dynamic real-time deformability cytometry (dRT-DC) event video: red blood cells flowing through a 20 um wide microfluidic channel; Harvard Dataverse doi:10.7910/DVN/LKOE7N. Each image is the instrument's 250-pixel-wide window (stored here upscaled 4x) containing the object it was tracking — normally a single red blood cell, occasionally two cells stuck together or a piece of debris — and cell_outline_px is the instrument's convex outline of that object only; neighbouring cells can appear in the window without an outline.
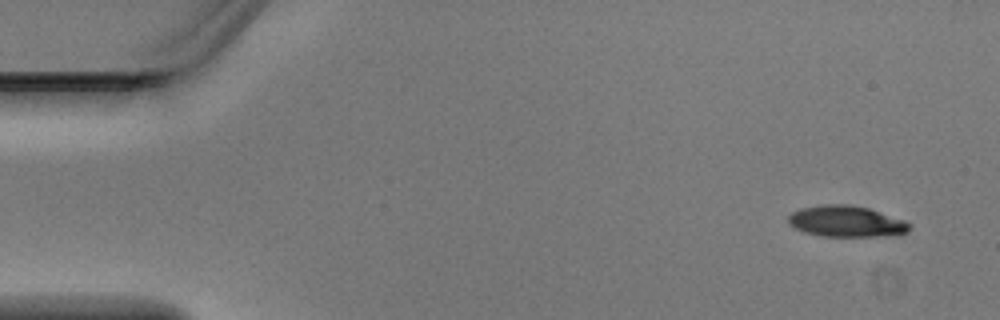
{"species": "Egyptian fruit bat (a non-hibernating species)", "species_latin": "Rousettus aegyptiacus", "temperature_condition": "warm", "stored_images_in_passage": 5, "segment_of_instrument_passage": [2, 2], "camera_frame_rate_fps": 3000, "um_per_image_px": 0.085, "animal": {"sex": "male"}, "frame": {"image": 1, "passage_image": 5, "time_ms": 1.333, "image_size_px": [1000, 320], "cell_outline_px": [[912, 228], [908, 232], [900, 236], [820, 236], [804, 232], [788, 224], [788, 216], [792, 212], [800, 208], [820, 204], [852, 204], [868, 208], [904, 220], [912, 224]], "centroid_in_image_um": [71.97, 18.82], "position_along_channel_um": 13.0, "area_um2": 22.43}}